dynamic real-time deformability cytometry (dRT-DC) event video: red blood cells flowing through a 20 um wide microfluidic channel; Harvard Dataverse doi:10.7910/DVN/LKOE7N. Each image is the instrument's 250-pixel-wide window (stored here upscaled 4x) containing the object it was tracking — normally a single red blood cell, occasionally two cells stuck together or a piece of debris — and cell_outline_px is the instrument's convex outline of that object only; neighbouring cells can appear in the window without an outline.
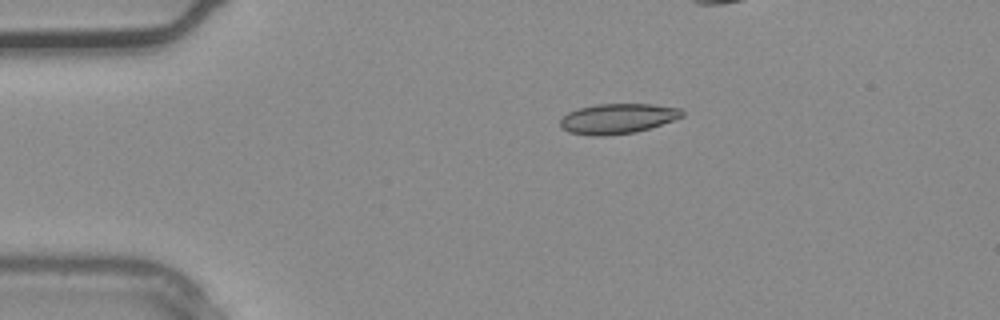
{"species": "common noctule bat (a hibernating species)", "species_latin": "Nyctalus noctula", "temperature_condition": "warm", "stored_images_in_passage": 24, "camera_frame_rate_fps": 3000, "um_per_image_px": 0.085, "animal": {"sex": "male", "body_mass_g": 20.4}, "frame": {"image": 1, "passage_image": 1, "time_ms": 0.0, "image_size_px": [1000, 320], "cell_outline_px": [[684, 116], [636, 132], [604, 136], [588, 136], [568, 132], [560, 128], [560, 120], [568, 112], [580, 108], [596, 104], [652, 104], [680, 108], [684, 112]], "centroid_in_image_um": [52.46, 10.09], "position_along_channel_um": 32.5, "area_um2": 21.39}}